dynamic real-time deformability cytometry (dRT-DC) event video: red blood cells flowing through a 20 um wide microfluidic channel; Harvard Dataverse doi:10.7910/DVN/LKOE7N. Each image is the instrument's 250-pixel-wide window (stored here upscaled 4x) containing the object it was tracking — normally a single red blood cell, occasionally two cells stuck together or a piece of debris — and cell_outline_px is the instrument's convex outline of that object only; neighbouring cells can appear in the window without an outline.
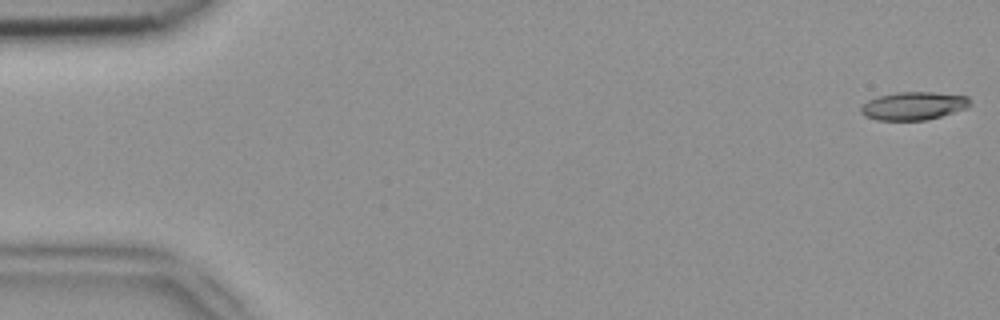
{"species": "common noctule bat (a hibernating species)", "species_latin": "Nyctalus noctula", "temperature_condition": "room temperature", "stored_images_in_passage": 52, "camera_frame_rate_fps": 3000, "um_per_image_px": 0.085, "animal": {"sex": "female", "body_mass_g": 18.4}, "frame": {"image": 1, "passage_image": 1, "time_ms": 0.0, "image_size_px": [1000, 320], "cell_outline_px": [[972, 104], [968, 108], [940, 116], [924, 120], [876, 120], [864, 116], [860, 112], [860, 108], [868, 100], [880, 96], [896, 92], [932, 92], [968, 96], [972, 100]], "centroid_in_image_um": [77.68, 9.0], "position_along_channel_um": 7.3, "area_um2": 17.92}}
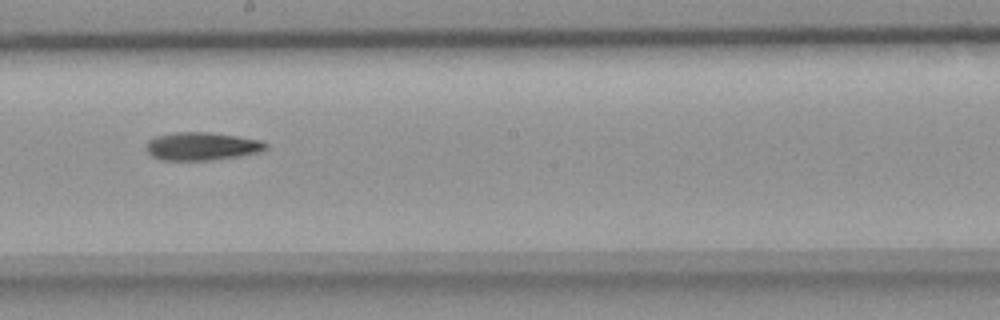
{"frame": {"image": 2, "passage_image": 29, "time_ms": 9.333, "image_size_px": [1000, 320], "cell_outline_px": [[268, 148], [256, 152], [236, 156], [212, 160], [160, 160], [152, 156], [148, 152], [148, 140], [156, 136], [176, 132], [208, 132], [264, 140], [268, 144]], "centroid_in_image_um": [17.17, 12.43], "position_along_channel_um": 231.0, "area_um2": 19.36}}
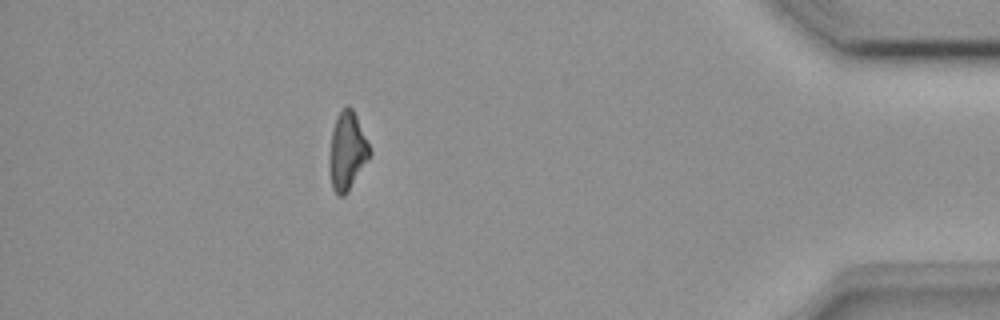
{"frame": {"image": 3, "passage_image": 46, "time_ms": 15.0, "image_size_px": [1000, 320], "cell_outline_px": [[372, 152], [344, 196], [340, 196], [332, 188], [328, 168], [328, 160], [332, 128], [336, 116], [348, 104], [352, 108], [356, 116]], "centroid_in_image_um": [29.47, 12.82], "position_along_channel_um": 405.7, "area_um2": 18.09}, "authors_computed_cell_mechanics": {"area_um2": 18.785, "velocity_mm_per_s": 3.9398, "shape_relaxation_time_tau1_ms": 8.5148, "shape_relaxation_time_tau2_ms": null, "deformation_change_tau1": 0.2056, "deformation_change_tau2": null}}